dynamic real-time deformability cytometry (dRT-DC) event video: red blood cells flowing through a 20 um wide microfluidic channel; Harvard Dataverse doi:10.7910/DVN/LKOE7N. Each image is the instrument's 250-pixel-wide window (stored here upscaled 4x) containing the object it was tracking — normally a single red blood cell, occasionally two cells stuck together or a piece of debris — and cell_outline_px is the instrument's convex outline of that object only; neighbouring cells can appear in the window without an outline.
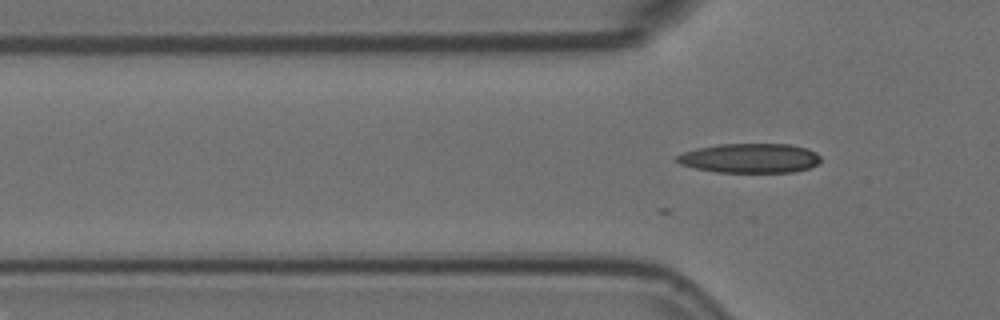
{"species": "Egyptian fruit bat (a non-hibernating species)", "species_latin": "Rousettus aegyptiacus", "temperature_condition": "room temperature", "stored_images_in_passage": 19, "camera_frame_rate_fps": 3000, "um_per_image_px": 0.085, "animal": {"sex": "female"}, "frame": {"image": 1, "passage_image": 2, "time_ms": 0.333, "image_size_px": [1000, 320], "cell_outline_px": [[820, 160], [816, 164], [808, 168], [792, 172], [716, 172], [696, 168], [680, 164], [672, 160], [676, 156], [684, 152], [696, 148], [720, 144], [788, 144], [808, 148], [816, 152], [820, 156]], "centroid_in_image_um": [63.71, 13.44], "position_along_channel_um": 62.1, "area_um2": 24.74}}
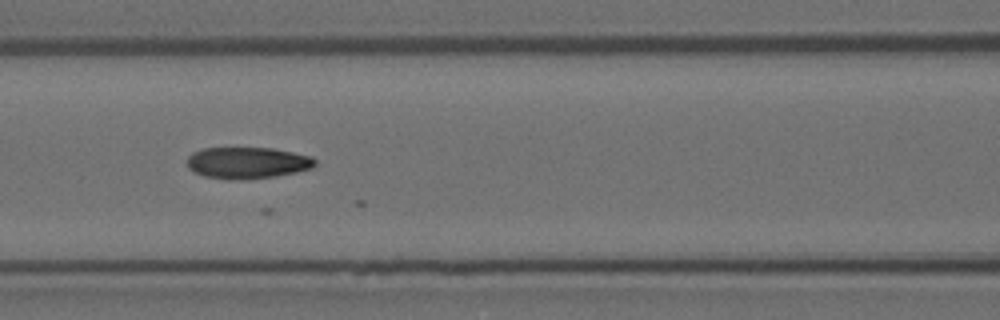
{"frame": {"image": 2, "passage_image": 9, "time_ms": 2.667, "image_size_px": [1000, 320], "cell_outline_px": [[316, 164], [312, 168], [296, 172], [276, 176], [240, 180], [228, 180], [204, 176], [188, 168], [188, 156], [192, 152], [204, 148], [272, 148], [312, 156], [316, 160]], "centroid_in_image_um": [21.03, 13.84], "position_along_channel_um": 145.6, "area_um2": 23.58}}
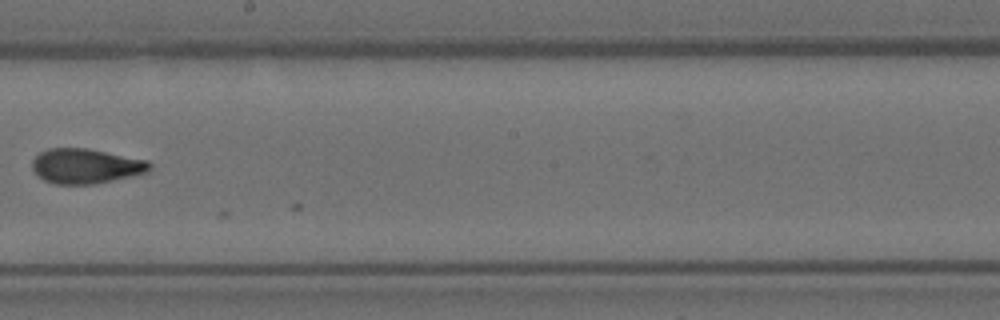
{"frame": {"image": 3, "passage_image": 17, "time_ms": 5.333, "image_size_px": [1000, 320], "cell_outline_px": [[152, 168], [148, 172], [112, 180], [92, 184], [56, 184], [44, 180], [32, 168], [32, 160], [40, 152], [48, 148], [88, 148], [148, 160], [152, 164]], "centroid_in_image_um": [7.31, 14.1], "position_along_channel_um": 240.9, "area_um2": 23.81}}